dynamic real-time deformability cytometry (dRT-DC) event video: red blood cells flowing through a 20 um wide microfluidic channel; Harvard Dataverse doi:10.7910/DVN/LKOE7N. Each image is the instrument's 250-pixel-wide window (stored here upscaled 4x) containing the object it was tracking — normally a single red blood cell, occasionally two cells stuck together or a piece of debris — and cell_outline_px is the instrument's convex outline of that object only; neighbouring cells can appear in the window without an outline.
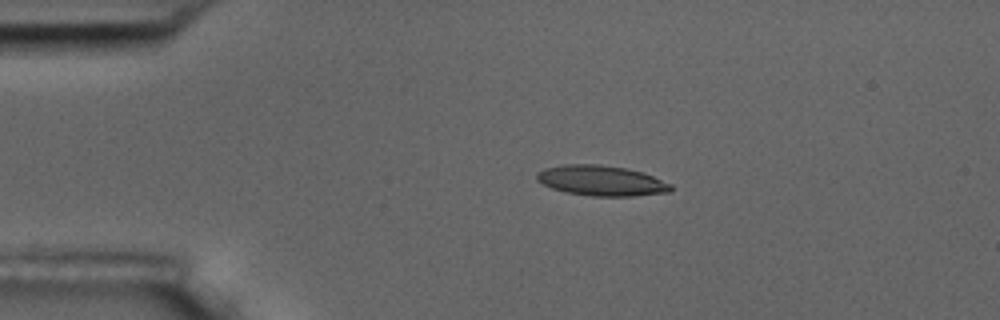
{"species": "common noctule bat (a hibernating species)", "species_latin": "Nyctalus noctula", "temperature_condition": "room temperature", "stored_images_in_passage": 7, "camera_frame_rate_fps": 3000, "um_per_image_px": 0.085, "animal": {"sex": "male", "body_mass_g": 17.5, "forearm_length_mm": 52.3}, "frame": {"image": 1, "passage_image": 4, "time_ms": 3.667, "image_size_px": [1000, 320], "cell_outline_px": [[672, 192], [632, 196], [592, 196], [564, 192], [552, 188], [536, 180], [536, 172], [544, 168], [564, 164], [600, 164], [624, 168], [644, 172], [672, 184]], "centroid_in_image_um": [51.12, 15.35], "position_along_channel_um": 33.9, "area_um2": 23.87}}
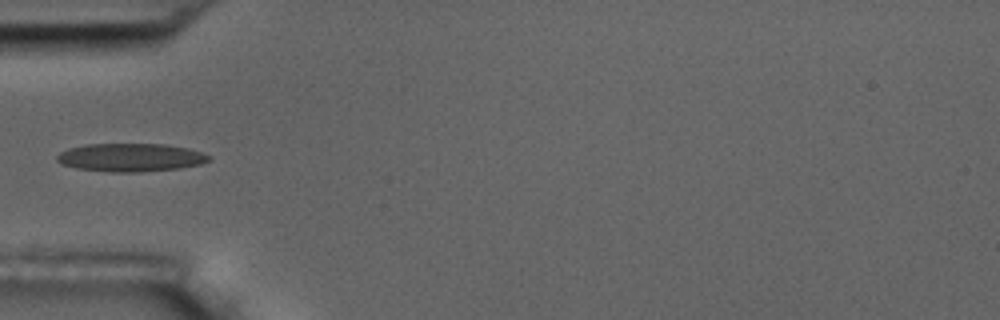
{"frame": {"image": 2, "passage_image": 6, "time_ms": 6.0, "image_size_px": [1000, 320], "cell_outline_px": [[212, 160], [200, 164], [180, 168], [140, 172], [108, 172], [76, 168], [60, 164], [56, 160], [56, 156], [60, 152], [68, 148], [84, 144], [164, 144], [188, 148], [200, 152], [208, 156]], "centroid_in_image_um": [11.05, 13.39], "position_along_channel_um": 73.9, "area_um2": 25.09}}